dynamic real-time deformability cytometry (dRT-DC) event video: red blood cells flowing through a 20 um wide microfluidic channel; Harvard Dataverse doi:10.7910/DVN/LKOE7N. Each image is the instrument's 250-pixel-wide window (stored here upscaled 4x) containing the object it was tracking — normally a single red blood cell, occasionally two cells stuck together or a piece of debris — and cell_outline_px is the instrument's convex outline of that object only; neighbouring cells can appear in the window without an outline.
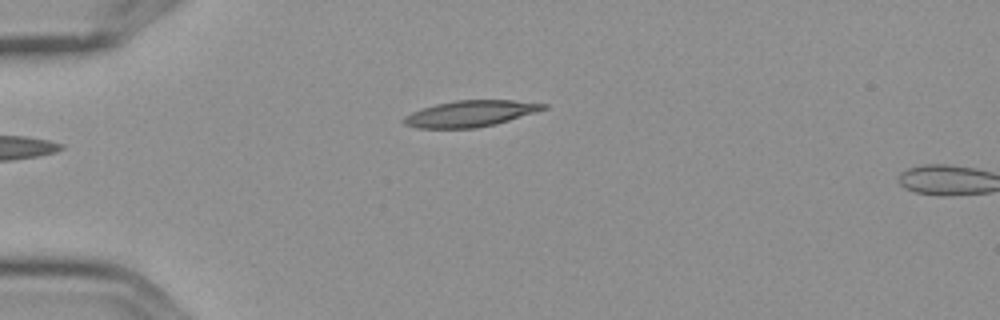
{"species": "Egyptian fruit bat (a non-hibernating species)", "species_latin": "Rousettus aegyptiacus", "temperature_condition": "cold", "stored_images_in_passage": 2, "camera_frame_rate_fps": 3000, "um_per_image_px": 0.085, "frame": {"image": 1, "passage_image": 2, "time_ms": 0.333, "image_size_px": [1000, 320], "cell_outline_px": [[548, 108], [536, 112], [496, 124], [476, 128], [416, 128], [404, 124], [400, 120], [404, 116], [420, 108], [436, 104], [456, 100], [512, 100], [548, 104]], "centroid_in_image_um": [39.95, 9.66], "position_along_channel_um": 45.1, "area_um2": 21.44}}